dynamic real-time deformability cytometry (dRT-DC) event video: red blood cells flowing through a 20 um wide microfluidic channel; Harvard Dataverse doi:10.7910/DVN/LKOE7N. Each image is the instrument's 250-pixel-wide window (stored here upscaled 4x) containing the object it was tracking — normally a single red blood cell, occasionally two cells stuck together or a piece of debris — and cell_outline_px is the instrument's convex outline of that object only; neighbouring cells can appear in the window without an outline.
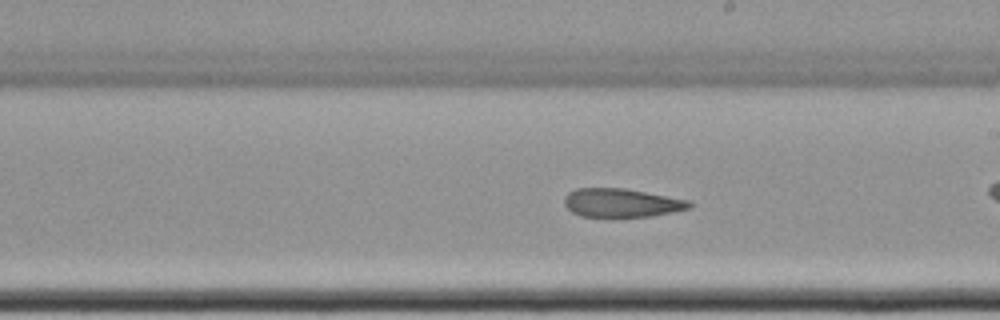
{"species": "common noctule bat (a hibernating species)", "species_latin": "Nyctalus noctula", "temperature_condition": "cold", "stored_images_in_passage": 45, "camera_frame_rate_fps": 3000, "um_per_image_px": 0.085, "animal": {"sex": "female", "body_mass_g": 22.7, "forearm_length_mm": 54.2}, "frame": {"image": 1, "passage_image": 26, "time_ms": 8.333, "image_size_px": [1000, 320], "cell_outline_px": [[692, 208], [652, 216], [580, 216], [572, 212], [564, 204], [564, 196], [568, 192], [576, 188], [624, 188], [688, 200], [692, 204]], "centroid_in_image_um": [52.81, 17.23], "position_along_channel_um": 236.2, "area_um2": 20.69}, "authors_computed_cell_mechanics": {"area_um2": 23.0044, "velocity_mm_per_s": 3.4891, "shape_relaxation_time_tau1_ms": null, "shape_relaxation_time_tau2_ms": 9.338, "deformation_change_tau1": null, "deformation_change_tau2": 0.1753}}